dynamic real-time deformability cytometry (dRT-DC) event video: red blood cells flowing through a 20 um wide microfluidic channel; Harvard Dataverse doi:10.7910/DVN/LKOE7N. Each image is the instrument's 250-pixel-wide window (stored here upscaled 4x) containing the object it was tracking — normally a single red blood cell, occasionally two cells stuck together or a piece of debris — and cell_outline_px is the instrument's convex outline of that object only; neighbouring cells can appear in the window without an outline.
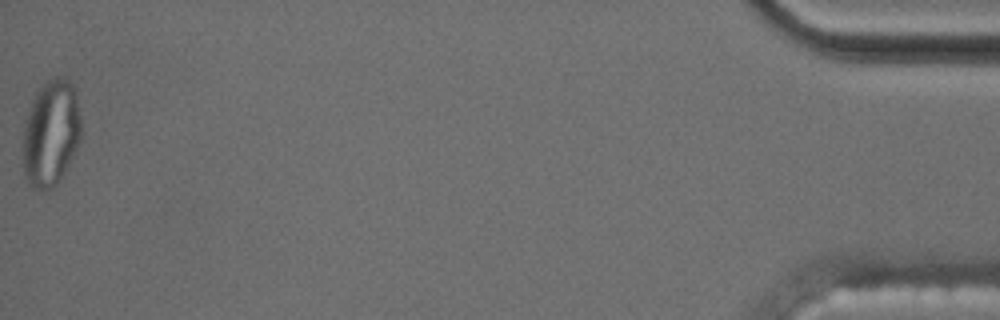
{"species": "common noctule bat (a hibernating species)", "species_latin": "Nyctalus noctula", "temperature_condition": "cold", "stored_images_in_passage": 58, "camera_frame_rate_fps": 3000, "um_per_image_px": 0.085, "animal": {"sex": "male", "body_mass_g": 17.5, "forearm_length_mm": 52.3}, "frame": {"image": 1, "passage_image": 58, "time_ms": 19.0, "image_size_px": [1000, 320], "cell_outline_px": [[80, 140], [64, 172], [56, 184], [52, 188], [32, 188], [28, 184], [24, 176], [24, 128], [32, 104], [40, 88], [48, 80], [56, 76], [60, 76], [68, 80], [72, 84], [76, 92], [80, 116]], "centroid_in_image_um": [4.35, 11.32], "position_along_channel_um": 430.9, "area_um2": 35.2}, "authors_computed_cell_mechanics": {"area_um2": 19.6231, "velocity_mm_per_s": 3.5145, "shape_relaxation_time_tau1_ms": null, "shape_relaxation_time_tau2_ms": 1.7562, "deformation_change_tau1": null, "deformation_change_tau2": 0.0803}}